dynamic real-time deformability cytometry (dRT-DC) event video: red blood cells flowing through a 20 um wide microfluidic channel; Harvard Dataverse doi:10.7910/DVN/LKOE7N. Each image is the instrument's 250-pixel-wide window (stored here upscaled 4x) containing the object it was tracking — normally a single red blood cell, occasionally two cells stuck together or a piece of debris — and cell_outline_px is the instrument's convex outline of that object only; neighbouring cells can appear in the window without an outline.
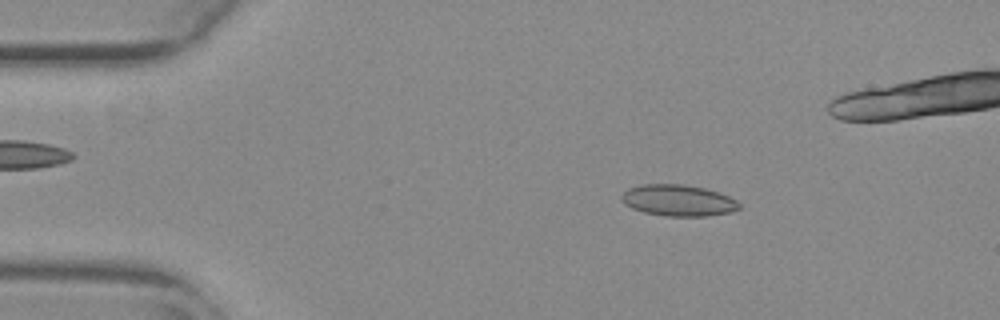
{"species": "common noctule bat (a hibernating species)", "species_latin": "Nyctalus noctula", "temperature_condition": "warm", "stored_images_in_passage": 48, "camera_frame_rate_fps": 3000, "um_per_image_px": 0.085, "animal": {"sex": "female", "body_mass_g": 29.2, "forearm_length_mm": 56.3}, "frame": {"image": 1, "passage_image": 9, "time_ms": 2.667, "image_size_px": [1000, 320], "cell_outline_px": [[740, 208], [728, 212], [708, 216], [664, 216], [644, 212], [632, 208], [624, 204], [620, 200], [620, 196], [628, 188], [640, 184], [684, 184], [704, 188], [720, 192], [736, 200], [740, 204]], "centroid_in_image_um": [57.61, 17.03], "position_along_channel_um": 27.4, "area_um2": 21.62}}
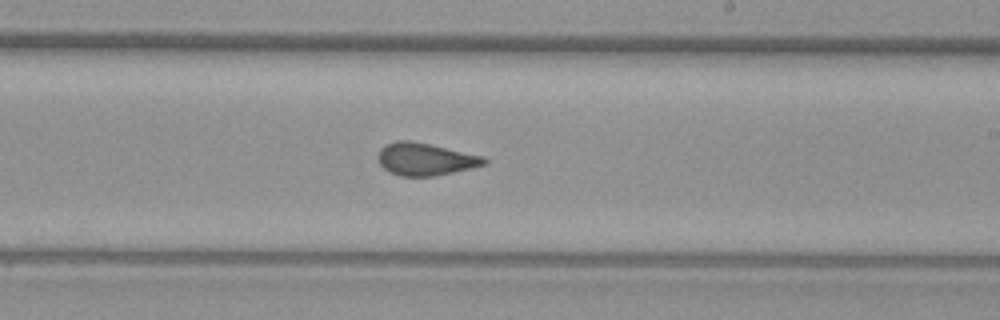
{"frame": {"image": 2, "passage_image": 32, "time_ms": 10.333, "image_size_px": [1000, 320], "cell_outline_px": [[488, 160], [484, 164], [472, 168], [436, 176], [400, 176], [388, 172], [380, 164], [376, 156], [380, 148], [384, 144], [396, 140], [412, 140], [484, 156]], "centroid_in_image_um": [36.11, 13.52], "position_along_channel_um": 252.9, "area_um2": 20.35}}
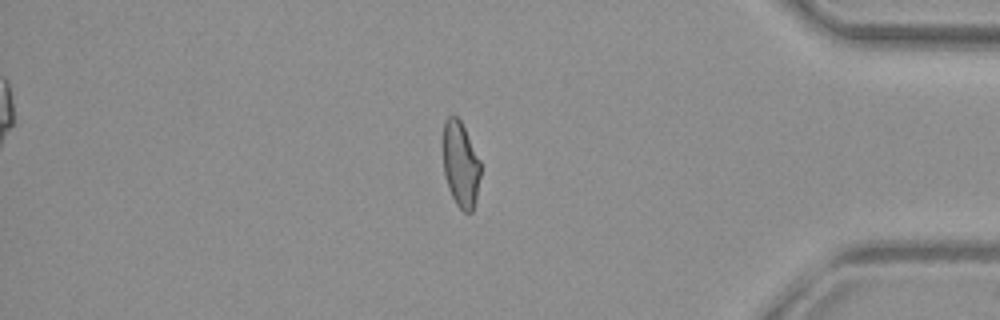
{"frame": {"image": 3, "passage_image": 46, "time_ms": 15.0, "image_size_px": [1000, 320], "cell_outline_px": [[480, 176], [476, 200], [472, 212], [464, 212], [456, 204], [448, 188], [444, 172], [440, 148], [440, 140], [444, 120], [452, 112], [460, 120], [480, 160]], "centroid_in_image_um": [39.09, 13.9], "position_along_channel_um": 396.1, "area_um2": 19.42}}